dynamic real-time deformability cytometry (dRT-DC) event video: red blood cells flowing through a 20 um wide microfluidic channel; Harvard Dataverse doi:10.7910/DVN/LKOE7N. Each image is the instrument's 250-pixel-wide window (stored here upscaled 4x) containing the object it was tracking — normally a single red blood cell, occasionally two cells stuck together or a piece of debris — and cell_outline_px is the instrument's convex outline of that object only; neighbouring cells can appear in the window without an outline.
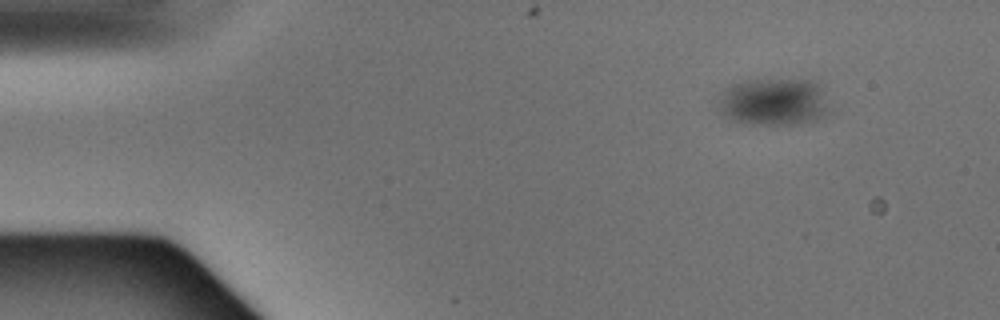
{"species": "Egyptian fruit bat (a non-hibernating species)", "species_latin": "Rousettus aegyptiacus", "temperature_condition": "warm", "stored_images_in_passage": 2, "camera_frame_rate_fps": 3000, "um_per_image_px": 0.085, "animal": {"sex": "male"}, "frame": {"image": 1, "passage_image": 1, "time_ms": 0.0, "image_size_px": [1000, 320], "cell_outline_px": [[832, 112], [816, 120], [796, 124], [764, 124], [732, 120], [724, 116], [716, 108], [716, 104], [720, 92], [728, 84], [748, 80], [816, 80], [820, 84], [832, 108]], "centroid_in_image_um": [65.78, 8.64], "position_along_channel_um": 19.2, "area_um2": 31.44}}